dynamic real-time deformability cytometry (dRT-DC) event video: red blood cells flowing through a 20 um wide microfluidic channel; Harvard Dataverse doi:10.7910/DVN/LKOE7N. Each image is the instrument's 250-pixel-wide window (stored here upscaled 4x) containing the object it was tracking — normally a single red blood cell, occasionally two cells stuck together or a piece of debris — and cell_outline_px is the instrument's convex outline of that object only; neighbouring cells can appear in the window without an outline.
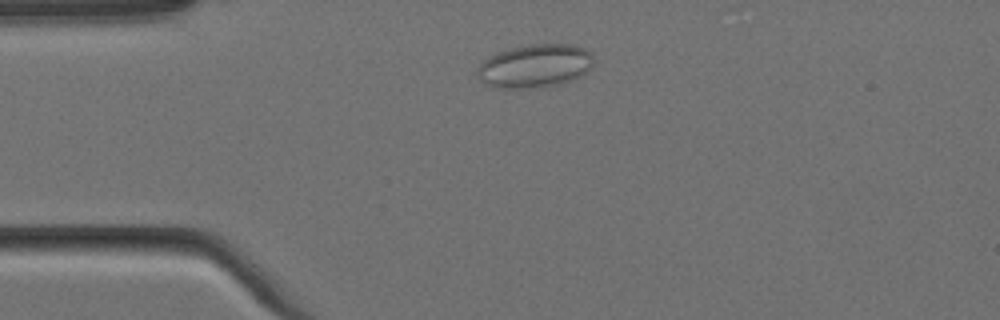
{"species": "Egyptian fruit bat (a non-hibernating species)", "species_latin": "Rousettus aegyptiacus", "temperature_condition": "cold", "stored_images_in_passage": 2, "camera_frame_rate_fps": 3000, "um_per_image_px": 0.085, "animal": {"sex": "female"}, "frame": {"image": 1, "passage_image": 2, "time_ms": 0.333, "image_size_px": [1000, 320], "cell_outline_px": [[592, 68], [580, 76], [572, 80], [560, 84], [544, 88], [492, 88], [484, 84], [480, 80], [476, 72], [476, 68], [484, 60], [496, 52], [528, 44], [572, 44], [584, 48], [592, 52]], "centroid_in_image_um": [45.45, 5.62], "position_along_channel_um": 39.5, "area_um2": 29.88}}